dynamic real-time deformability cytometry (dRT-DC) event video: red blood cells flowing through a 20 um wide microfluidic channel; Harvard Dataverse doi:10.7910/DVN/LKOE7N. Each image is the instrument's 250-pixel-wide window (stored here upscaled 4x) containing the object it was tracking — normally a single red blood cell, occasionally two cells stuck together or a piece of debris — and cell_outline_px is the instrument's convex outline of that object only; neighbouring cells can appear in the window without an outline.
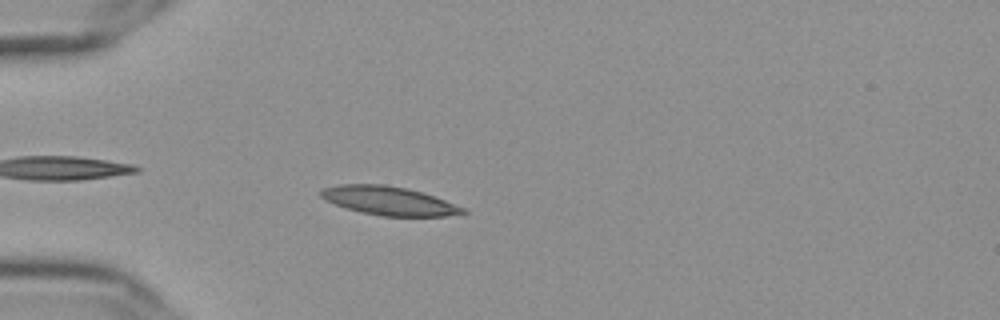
{"species": "Egyptian fruit bat (a non-hibernating species)", "species_latin": "Rousettus aegyptiacus", "temperature_condition": "cold", "stored_images_in_passage": 57, "camera_frame_rate_fps": 3000, "um_per_image_px": 0.085, "frame": {"image": 1, "passage_image": 17, "time_ms": 5.333, "image_size_px": [1000, 320], "cell_outline_px": [[468, 212], [444, 216], [384, 216], [364, 212], [348, 208], [324, 200], [320, 196], [320, 188], [340, 184], [384, 184], [408, 188], [444, 200], [464, 208]], "centroid_in_image_um": [33.01, 17.05], "position_along_channel_um": 52.0, "area_um2": 23.41}}
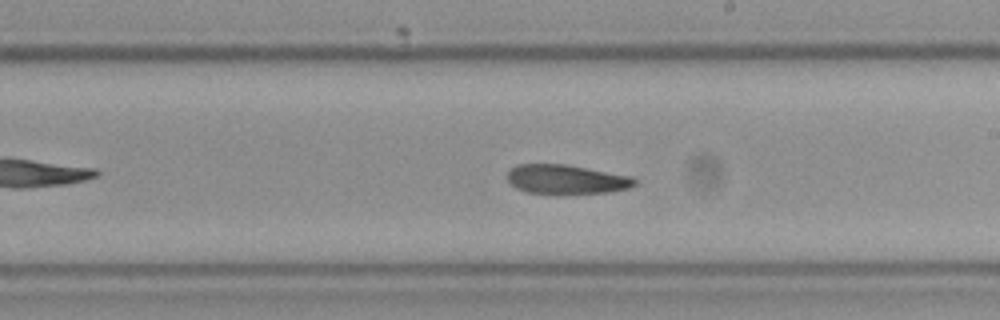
{"frame": {"image": 2, "passage_image": 34, "time_ms": 11.0, "image_size_px": [1000, 320], "cell_outline_px": [[636, 184], [628, 188], [608, 192], [560, 196], [556, 196], [528, 192], [516, 188], [508, 180], [508, 172], [516, 164], [564, 164], [632, 176], [636, 180]], "centroid_in_image_um": [48.13, 15.28], "position_along_channel_um": 240.9, "area_um2": 22.25}}
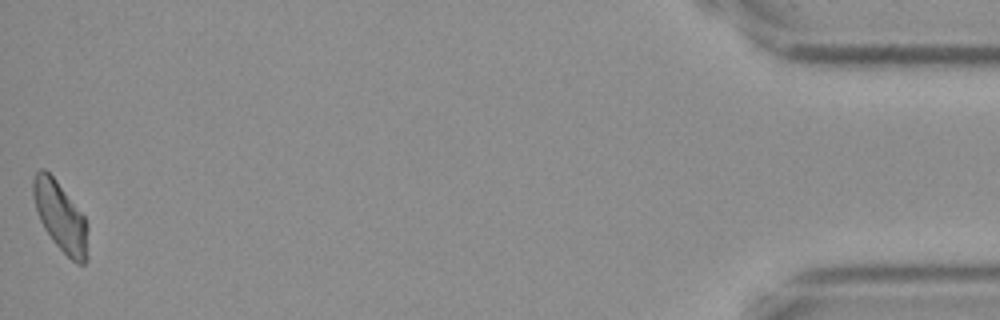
{"frame": {"image": 3, "passage_image": 57, "time_ms": 18.667, "image_size_px": [1000, 320], "cell_outline_px": [[88, 260], [84, 264], [76, 264], [52, 240], [44, 228], [40, 220], [32, 196], [32, 180], [36, 172], [40, 168], [44, 168], [56, 180], [84, 216], [88, 224]], "centroid_in_image_um": [5.15, 18.43], "position_along_channel_um": 430.0, "area_um2": 22.2}, "authors_computed_cell_mechanics": {"area_um2": 22.253, "velocity_mm_per_s": 3.6104, "shape_relaxation_time_tau1_ms": null, "shape_relaxation_time_tau2_ms": 7.5198, "deformation_change_tau1": null, "deformation_change_tau2": 0.1484}}